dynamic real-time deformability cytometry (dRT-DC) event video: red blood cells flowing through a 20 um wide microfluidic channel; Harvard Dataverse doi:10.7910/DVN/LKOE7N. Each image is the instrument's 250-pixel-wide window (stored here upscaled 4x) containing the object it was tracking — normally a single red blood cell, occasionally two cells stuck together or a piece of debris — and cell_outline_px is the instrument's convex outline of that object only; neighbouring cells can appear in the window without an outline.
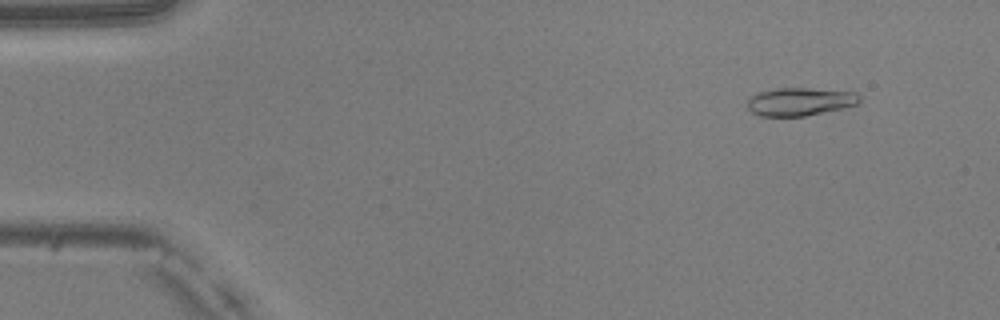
{"species": "common noctule bat (a hibernating species)", "species_latin": "Nyctalus noctula", "temperature_condition": "warm", "stored_images_in_passage": 50, "camera_frame_rate_fps": 3000, "um_per_image_px": 0.085, "animal": {"sex": "male", "body_mass_g": 20.5, "forearm_length_mm": 52.5}, "frame": {"image": 1, "passage_image": 5, "time_ms": 1.333, "image_size_px": [1000, 320], "cell_outline_px": [[860, 100], [856, 104], [840, 108], [804, 116], [760, 116], [752, 112], [748, 108], [748, 100], [752, 96], [760, 92], [776, 88], [808, 88], [856, 92], [860, 96]], "centroid_in_image_um": [67.98, 8.63], "position_along_channel_um": 17.0, "area_um2": 18.03}}
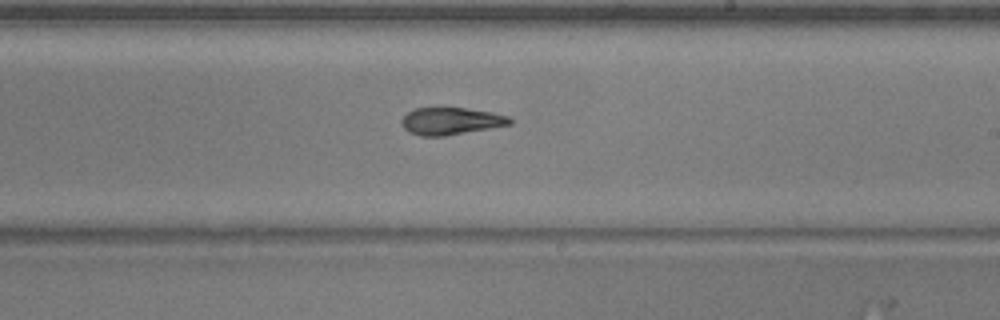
{"frame": {"image": 2, "passage_image": 30, "time_ms": 9.667, "image_size_px": [1000, 320], "cell_outline_px": [[512, 124], [444, 136], [420, 136], [408, 132], [404, 128], [400, 120], [408, 112], [416, 108], [464, 108], [492, 112], [508, 116], [512, 120]], "centroid_in_image_um": [38.31, 10.29], "position_along_channel_um": 250.7, "area_um2": 17.05}}
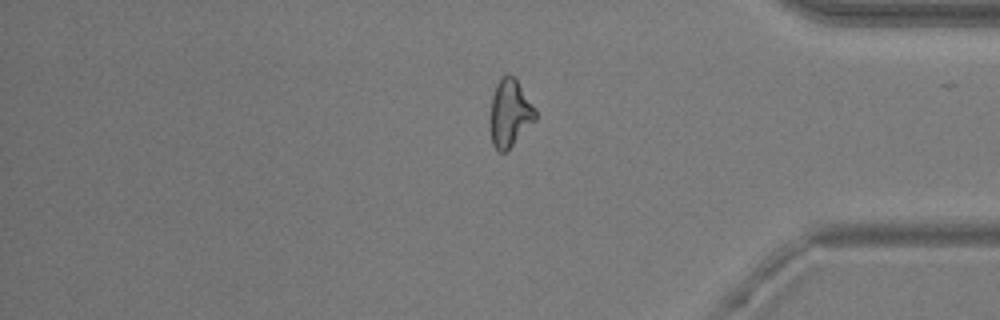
{"frame": {"image": 3, "passage_image": 42, "time_ms": 13.667, "image_size_px": [1000, 320], "cell_outline_px": [[536, 120], [504, 152], [500, 152], [492, 144], [492, 96], [496, 84], [500, 76], [508, 72], [516, 76], [536, 108]], "centroid_in_image_um": [43.38, 9.5], "position_along_channel_um": 391.8, "area_um2": 17.63}, "authors_computed_cell_mechanics": {"area_um2": 17.7735, "velocity_mm_per_s": 4.0534, "shape_relaxation_time_tau1_ms": null, "shape_relaxation_time_tau2_ms": 3.6712, "deformation_change_tau1": null, "deformation_change_tau2": 0.1258}}